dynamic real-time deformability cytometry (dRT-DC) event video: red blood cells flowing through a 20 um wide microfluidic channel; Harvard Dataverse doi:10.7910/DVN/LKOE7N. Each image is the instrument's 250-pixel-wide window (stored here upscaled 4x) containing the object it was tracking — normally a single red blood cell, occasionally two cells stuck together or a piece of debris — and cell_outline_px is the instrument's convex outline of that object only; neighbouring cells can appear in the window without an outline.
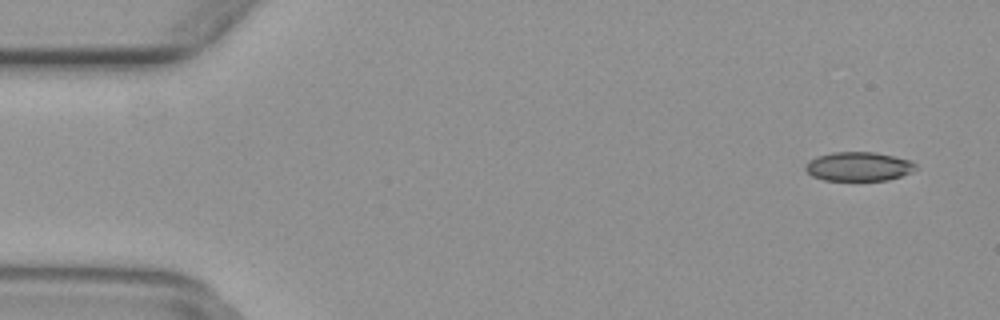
{"species": "common noctule bat (a hibernating species)", "species_latin": "Nyctalus noctula", "temperature_condition": "warm", "stored_images_in_passage": 50, "camera_frame_rate_fps": 3000, "um_per_image_px": 0.085, "animal": {"sex": "female", "body_mass_g": 29.2, "forearm_length_mm": 56.3}, "frame": {"image": 1, "passage_image": 3, "time_ms": 0.667, "image_size_px": [1000, 320], "cell_outline_px": [[916, 168], [912, 172], [888, 180], [824, 180], [812, 176], [804, 168], [804, 164], [808, 160], [816, 156], [832, 152], [876, 152], [912, 160], [916, 164]], "centroid_in_image_um": [72.96, 14.14], "position_along_channel_um": 12.0, "area_um2": 18.84}}
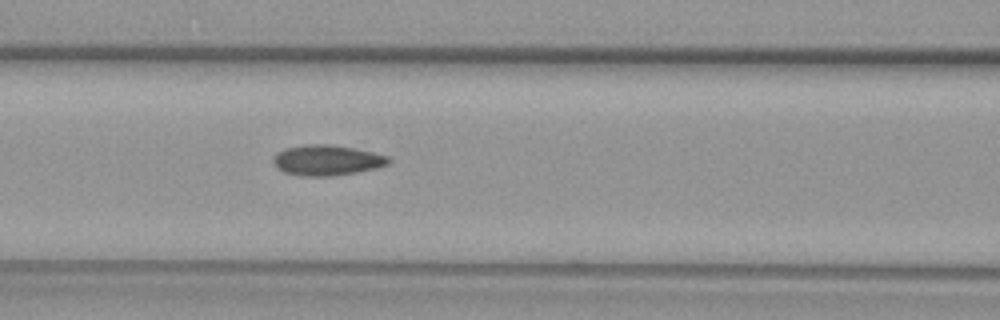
{"frame": {"image": 2, "passage_image": 21, "time_ms": 6.667, "image_size_px": [1000, 320], "cell_outline_px": [[392, 160], [388, 164], [376, 168], [356, 172], [332, 176], [304, 176], [284, 172], [276, 168], [272, 160], [272, 156], [276, 152], [284, 148], [304, 144], [328, 144], [352, 148], [372, 152], [388, 156]], "centroid_in_image_um": [27.74, 13.61], "position_along_channel_um": 138.9, "area_um2": 20.58}}
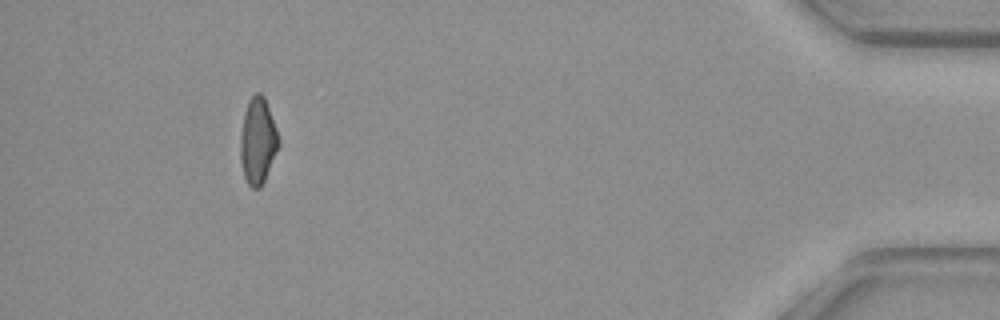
{"frame": {"image": 3, "passage_image": 46, "time_ms": 15.0, "image_size_px": [1000, 320], "cell_outline_px": [[280, 144], [264, 180], [260, 188], [252, 188], [248, 184], [244, 176], [240, 160], [240, 136], [244, 112], [248, 100], [256, 92], [260, 92], [264, 96], [276, 128]], "centroid_in_image_um": [21.9, 11.97], "position_along_channel_um": 413.3, "area_um2": 19.13}}